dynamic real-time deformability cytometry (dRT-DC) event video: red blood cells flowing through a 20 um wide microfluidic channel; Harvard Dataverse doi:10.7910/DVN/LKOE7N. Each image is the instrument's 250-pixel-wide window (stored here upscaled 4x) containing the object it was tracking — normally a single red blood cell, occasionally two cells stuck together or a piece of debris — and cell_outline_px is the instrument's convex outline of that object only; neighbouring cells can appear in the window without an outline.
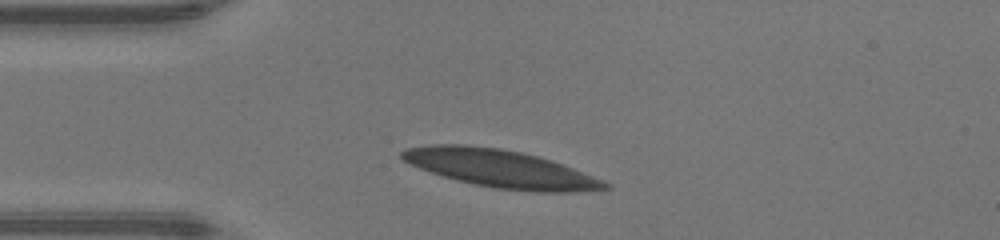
{"species": "human", "species_latin": "Homo sapiens", "temperature_condition": "warm", "stored_images_in_passage": 29, "camera_frame_rate_fps": 3000, "um_per_image_px": 0.085, "donor": {"sex": "male"}, "frame": {"image": 1, "passage_image": 1, "time_ms": 0.0, "image_size_px": [1000, 240], "cell_outline_px": [[612, 188], [568, 192], [536, 192], [496, 188], [456, 180], [420, 168], [404, 160], [400, 156], [400, 152], [408, 148], [428, 144], [464, 144], [500, 148], [520, 152], [552, 160], [604, 180], [612, 184]], "centroid_in_image_um": [42.57, 14.33], "position_along_channel_um": 42.4, "area_um2": 44.33}}
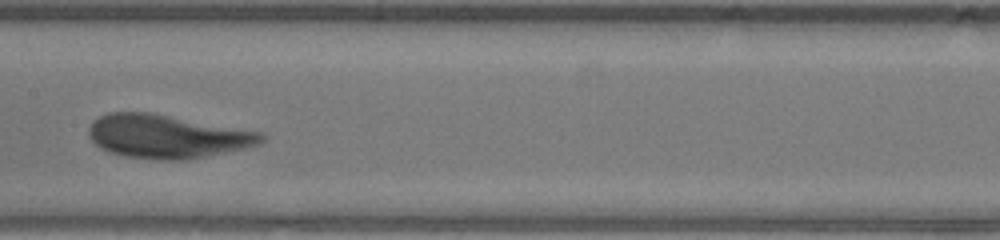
{"frame": {"image": 2, "passage_image": 13, "time_ms": 4.0, "image_size_px": [1000, 240], "cell_outline_px": [[268, 136], [260, 144], [244, 148], [204, 156], [180, 160], [160, 160], [128, 156], [112, 152], [100, 148], [88, 136], [88, 128], [92, 120], [108, 112], [152, 112], [260, 132]], "centroid_in_image_um": [14.18, 11.57], "position_along_channel_um": 193.2, "area_um2": 43.52}}
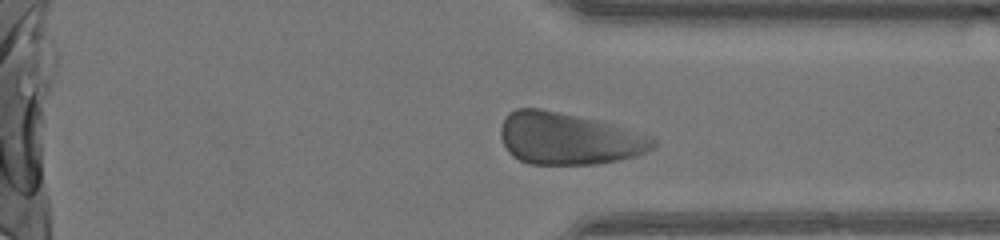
{"frame": {"image": 3, "passage_image": 25, "time_ms": 8.0, "image_size_px": [1000, 240], "cell_outline_px": [[656, 144], [652, 148], [644, 152], [620, 160], [596, 164], [528, 164], [512, 156], [508, 152], [500, 136], [500, 128], [508, 112], [516, 108], [540, 108], [596, 120], [652, 136], [656, 140]], "centroid_in_image_um": [48.28, 11.78], "position_along_channel_um": 363.1, "area_um2": 45.95}, "authors_computed_cell_mechanics": {"area_um2": 43.7546, "velocity_mm_per_s": 4.2631, "shape_relaxation_time_tau1_ms": 2.263, "shape_relaxation_time_tau2_ms": null, "deformation_change_tau1": 0.137, "deformation_change_tau2": null}}